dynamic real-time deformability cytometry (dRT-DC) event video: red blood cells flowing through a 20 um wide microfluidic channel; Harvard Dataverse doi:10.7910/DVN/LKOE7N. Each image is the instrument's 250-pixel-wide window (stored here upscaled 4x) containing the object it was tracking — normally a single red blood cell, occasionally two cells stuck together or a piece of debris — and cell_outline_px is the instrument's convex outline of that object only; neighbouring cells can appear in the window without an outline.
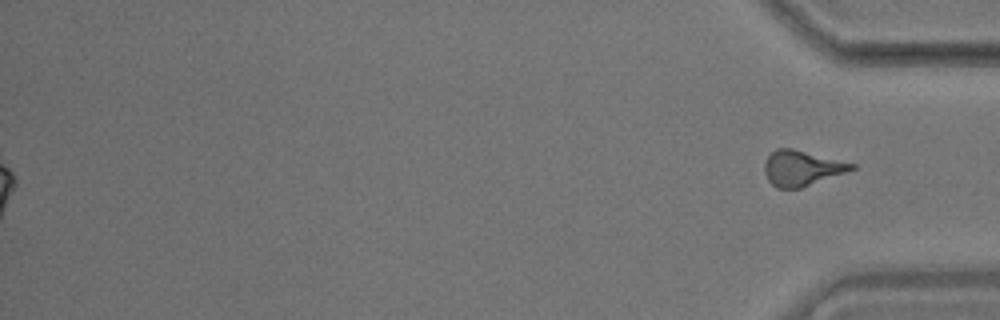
{"species": "common noctule bat (a hibernating species)", "species_latin": "Nyctalus noctula", "temperature_condition": "room temperature", "stored_images_in_passage": 57, "segment_of_instrument_passage": [2, 2], "camera_frame_rate_fps": 3000, "um_per_image_px": 0.085, "animal": {"sex": "male", "body_mass_g": 17.9}, "frame": {"image": 1, "passage_image": 57, "time_ms": 18.667, "image_size_px": [1000, 320], "cell_outline_px": [[856, 168], [800, 188], [776, 188], [768, 180], [764, 172], [764, 164], [768, 156], [776, 148], [792, 148], [856, 164]], "centroid_in_image_um": [68.11, 14.28], "position_along_channel_um": 367.1, "area_um2": 17.69}}